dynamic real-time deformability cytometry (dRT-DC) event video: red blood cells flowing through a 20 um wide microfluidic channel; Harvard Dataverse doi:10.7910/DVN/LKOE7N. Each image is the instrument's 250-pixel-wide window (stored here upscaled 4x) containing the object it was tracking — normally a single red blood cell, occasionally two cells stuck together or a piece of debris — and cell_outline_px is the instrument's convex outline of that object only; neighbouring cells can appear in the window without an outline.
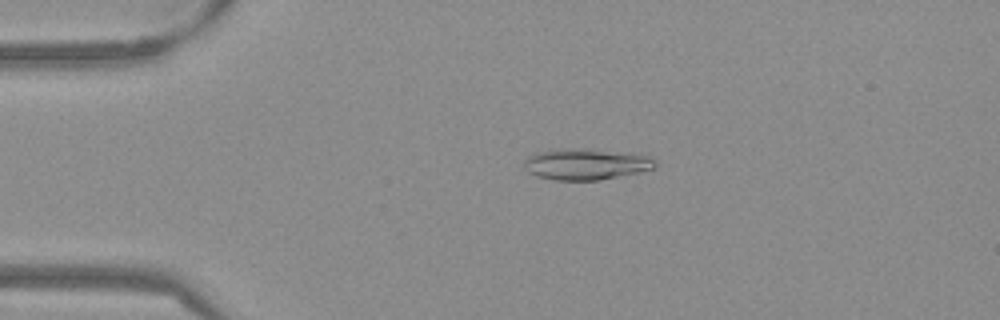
{"species": "Egyptian fruit bat (a non-hibernating species)", "species_latin": "Rousettus aegyptiacus", "temperature_condition": "warm", "stored_images_in_passage": 51, "camera_frame_rate_fps": 3000, "um_per_image_px": 0.085, "frame": {"image": 1, "passage_image": 10, "time_ms": 3.0, "image_size_px": [1000, 320], "cell_outline_px": [[656, 168], [640, 172], [600, 180], [556, 180], [536, 176], [528, 172], [524, 168], [524, 160], [528, 156], [540, 152], [556, 148], [572, 148], [640, 152], [656, 160]], "centroid_in_image_um": [49.87, 13.93], "position_along_channel_um": 35.1, "area_um2": 24.33}}
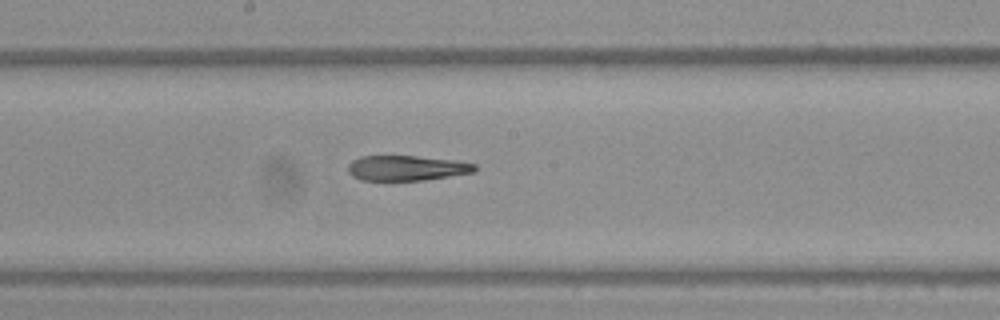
{"frame": {"image": 2, "passage_image": 27, "time_ms": 8.667, "image_size_px": [1000, 320], "cell_outline_px": [[476, 172], [424, 180], [360, 180], [352, 176], [348, 172], [348, 164], [352, 160], [360, 156], [416, 156], [460, 160], [476, 164]], "centroid_in_image_um": [34.59, 14.28], "position_along_channel_um": 213.6, "area_um2": 18.79}}
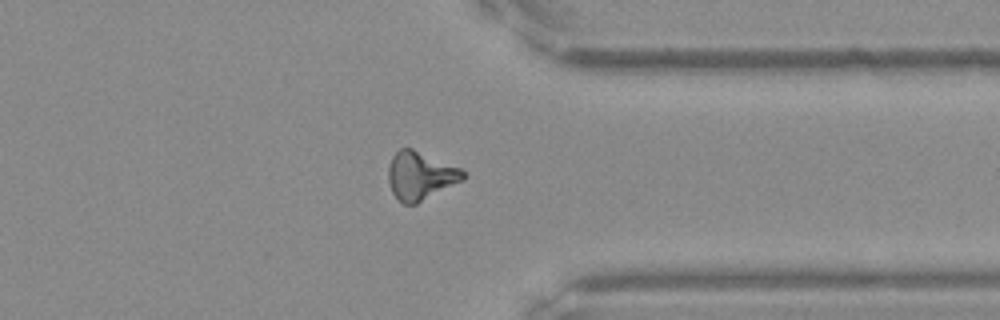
{"frame": {"image": 3, "passage_image": 40, "time_ms": 13.0, "image_size_px": [1000, 320], "cell_outline_px": [[464, 180], [416, 204], [404, 204], [392, 192], [388, 180], [388, 168], [392, 156], [400, 148], [412, 148], [460, 168], [464, 172]], "centroid_in_image_um": [35.72, 14.93], "position_along_channel_um": 375.7, "area_um2": 20.81}, "authors_computed_cell_mechanics": {"area_um2": 20.1722, "velocity_mm_per_s": 3.847, "shape_relaxation_time_tau1_ms": null, "shape_relaxation_time_tau2_ms": 9.858, "deformation_change_tau1": null, "deformation_change_tau2": 0.2443}}